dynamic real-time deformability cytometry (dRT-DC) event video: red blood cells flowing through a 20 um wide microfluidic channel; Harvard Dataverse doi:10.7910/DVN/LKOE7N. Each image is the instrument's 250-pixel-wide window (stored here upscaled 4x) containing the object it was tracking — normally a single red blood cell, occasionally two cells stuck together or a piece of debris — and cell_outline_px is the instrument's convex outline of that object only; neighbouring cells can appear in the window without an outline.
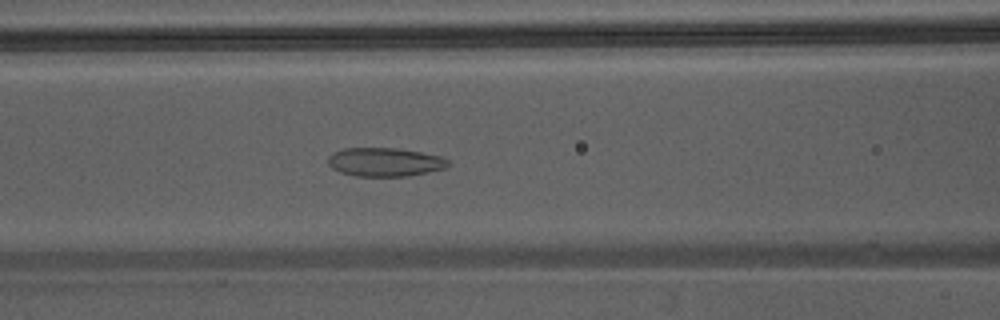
{"species": "Egyptian fruit bat (a non-hibernating species)", "species_latin": "Rousettus aegyptiacus", "temperature_condition": "warm", "stored_images_in_passage": 47, "camera_frame_rate_fps": 3000, "um_per_image_px": 0.085, "animal": {"sex": "male"}, "frame": {"image": 1, "passage_image": 21, "time_ms": 6.667, "image_size_px": [1000, 320], "cell_outline_px": [[448, 164], [444, 168], [428, 172], [408, 176], [356, 176], [340, 172], [332, 168], [328, 164], [328, 156], [344, 148], [396, 148], [420, 152], [440, 156], [448, 160]], "centroid_in_image_um": [32.69, 13.77], "position_along_channel_um": 133.9, "area_um2": 19.88}}
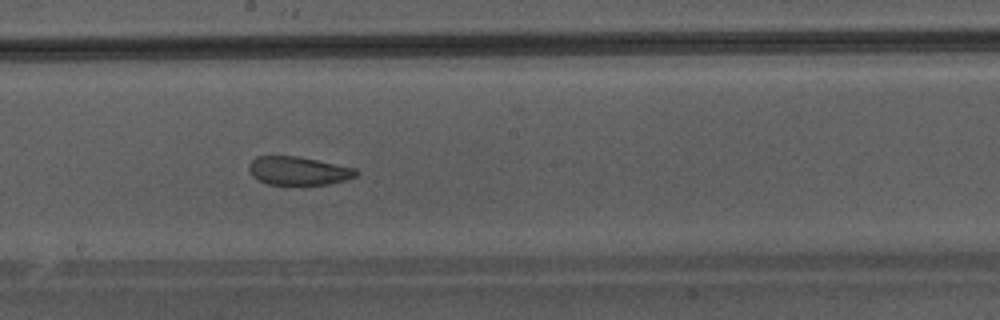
{"frame": {"image": 2, "passage_image": 27, "time_ms": 8.667, "image_size_px": [1000, 320], "cell_outline_px": [[360, 172], [356, 176], [344, 180], [328, 184], [268, 184], [252, 176], [248, 168], [248, 164], [256, 156], [296, 156], [356, 168]], "centroid_in_image_um": [25.35, 14.51], "position_along_channel_um": 222.8, "area_um2": 17.57}}
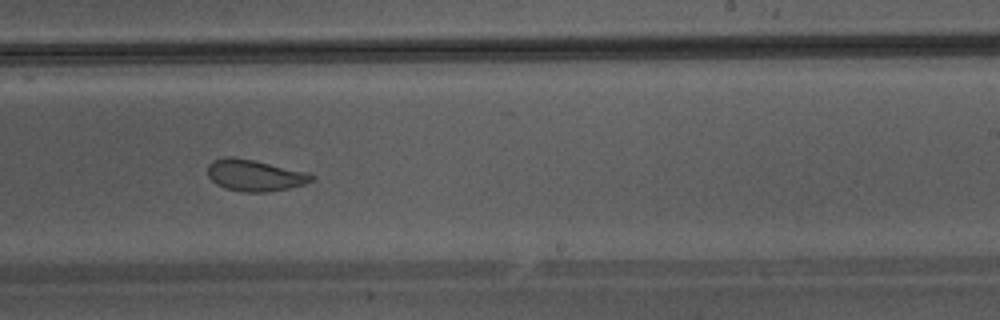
{"frame": {"image": 3, "passage_image": 30, "time_ms": 9.667, "image_size_px": [1000, 320], "cell_outline_px": [[316, 176], [312, 180], [304, 184], [288, 188], [268, 192], [244, 192], [224, 188], [216, 184], [208, 176], [208, 164], [212, 160], [224, 156], [232, 156], [252, 160], [308, 172]], "centroid_in_image_um": [21.63, 14.9], "position_along_channel_um": 267.4, "area_um2": 19.07}}